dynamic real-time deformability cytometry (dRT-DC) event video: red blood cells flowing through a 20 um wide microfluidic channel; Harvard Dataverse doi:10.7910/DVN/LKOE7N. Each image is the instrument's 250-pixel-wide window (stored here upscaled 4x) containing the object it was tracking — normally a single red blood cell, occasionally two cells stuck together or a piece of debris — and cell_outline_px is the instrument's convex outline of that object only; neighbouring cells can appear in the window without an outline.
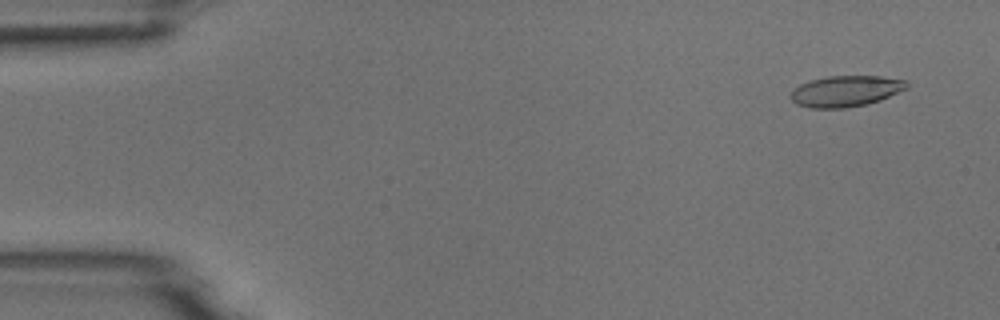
{"species": "common noctule bat (a hibernating species)", "species_latin": "Nyctalus noctula", "temperature_condition": "room temperature", "stored_images_in_passage": 6, "camera_frame_rate_fps": 3000, "um_per_image_px": 0.085, "animal": {"sex": "male", "body_mass_g": 18.8}, "frame": {"image": 1, "passage_image": 1, "time_ms": 0.0, "image_size_px": [1000, 320], "cell_outline_px": [[908, 88], [880, 100], [868, 104], [844, 108], [812, 108], [796, 104], [792, 100], [792, 88], [800, 84], [812, 80], [828, 76], [880, 76], [904, 80], [908, 84]], "centroid_in_image_um": [71.89, 7.75], "position_along_channel_um": 13.1, "area_um2": 20.87}}
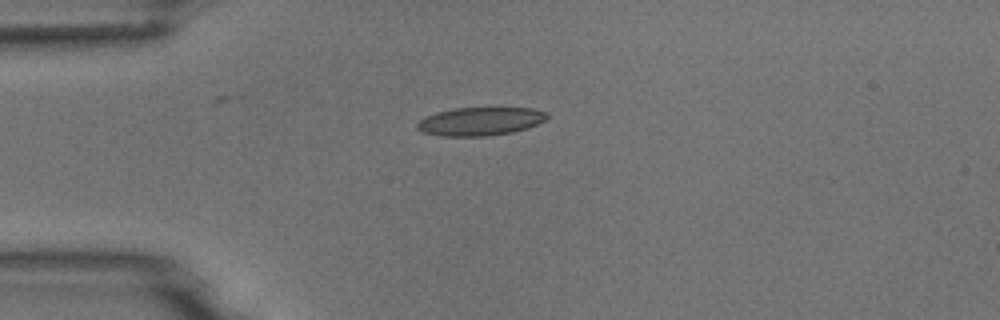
{"frame": {"image": 2, "passage_image": 4, "time_ms": 3.333, "image_size_px": [1000, 320], "cell_outline_px": [[548, 116], [544, 120], [536, 124], [512, 132], [488, 136], [440, 136], [424, 132], [416, 128], [416, 124], [424, 116], [436, 112], [452, 108], [532, 108], [548, 112]], "centroid_in_image_um": [40.77, 10.31], "position_along_channel_um": 44.2, "area_um2": 21.39}}
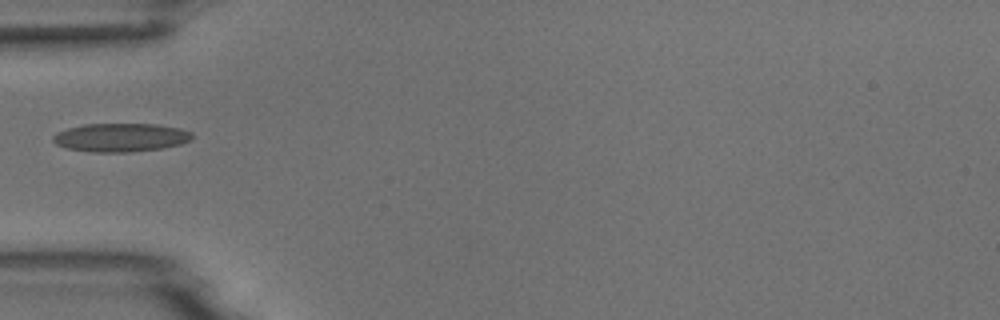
{"frame": {"image": 3, "passage_image": 5, "time_ms": 4.667, "image_size_px": [1000, 320], "cell_outline_px": [[192, 140], [180, 144], [160, 148], [132, 152], [92, 152], [68, 148], [56, 144], [52, 140], [52, 136], [56, 132], [68, 128], [84, 124], [156, 124], [180, 128], [192, 132]], "centroid_in_image_um": [10.25, 11.68], "position_along_channel_um": 74.7, "area_um2": 23.12}}